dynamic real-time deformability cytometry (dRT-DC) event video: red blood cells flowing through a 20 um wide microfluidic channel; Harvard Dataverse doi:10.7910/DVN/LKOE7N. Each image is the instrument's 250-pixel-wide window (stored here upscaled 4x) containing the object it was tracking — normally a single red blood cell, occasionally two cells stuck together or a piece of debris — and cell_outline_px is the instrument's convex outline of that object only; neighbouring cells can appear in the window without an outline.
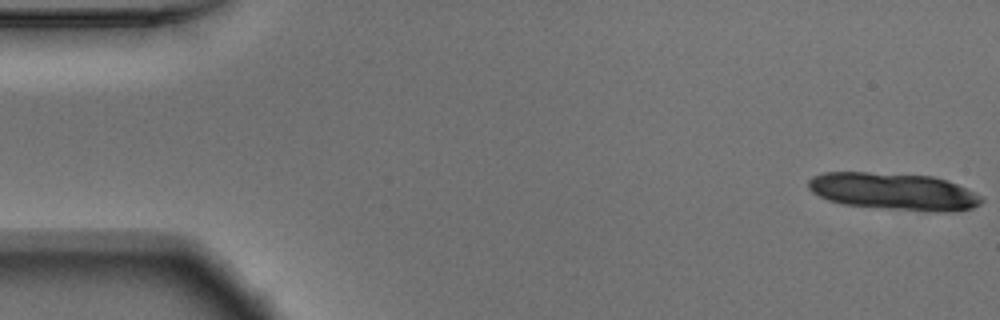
{"species": "Egyptian fruit bat (a non-hibernating species)", "species_latin": "Rousettus aegyptiacus", "temperature_condition": "warm", "stored_images_in_passage": 13, "camera_frame_rate_fps": 3000, "um_per_image_px": 0.085, "animal": {"sex": "male"}, "frame": {"image": 1, "passage_image": 1, "time_ms": 0.0, "image_size_px": [1000, 320], "cell_outline_px": [[984, 200], [980, 204], [972, 208], [944, 212], [936, 212], [844, 204], [828, 200], [812, 192], [808, 188], [808, 180], [812, 176], [824, 172], [868, 172], [932, 176], [948, 180], [976, 192]], "centroid_in_image_um": [75.97, 16.26], "position_along_channel_um": 9.0, "area_um2": 37.34}}